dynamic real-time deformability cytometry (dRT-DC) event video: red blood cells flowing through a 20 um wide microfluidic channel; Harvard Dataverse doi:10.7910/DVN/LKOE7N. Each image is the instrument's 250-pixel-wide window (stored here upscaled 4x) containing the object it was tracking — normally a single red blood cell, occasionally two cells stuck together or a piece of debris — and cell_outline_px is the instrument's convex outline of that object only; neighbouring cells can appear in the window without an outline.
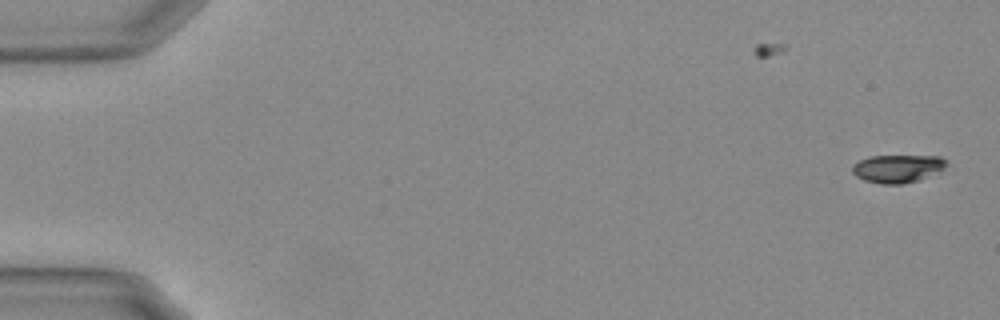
{"species": "Egyptian fruit bat (a non-hibernating species)", "species_latin": "Rousettus aegyptiacus", "temperature_condition": "warm", "stored_images_in_passage": 55, "camera_frame_rate_fps": 3000, "um_per_image_px": 0.085, "animal": {"sex": "female"}, "frame": {"image": 1, "passage_image": 1, "time_ms": 0.0, "image_size_px": [1000, 320], "cell_outline_px": [[948, 164], [944, 168], [920, 180], [900, 184], [880, 184], [864, 180], [856, 176], [852, 172], [852, 164], [868, 156], [940, 156], [948, 160]], "centroid_in_image_um": [76.29, 14.32], "position_along_channel_um": 8.7, "area_um2": 15.43}}
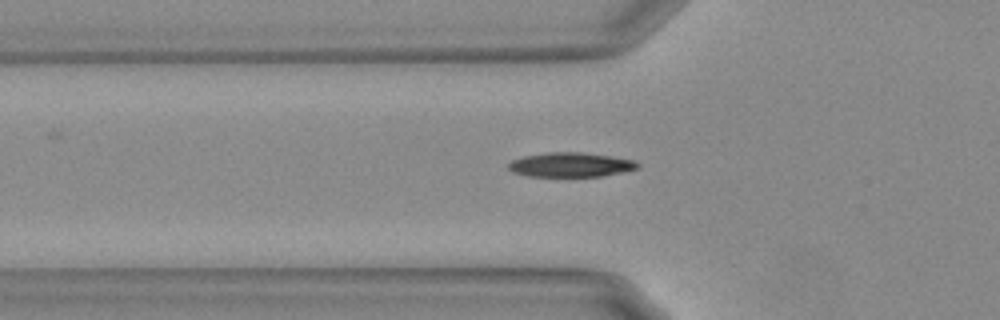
{"frame": {"image": 2, "passage_image": 19, "time_ms": 6.0, "image_size_px": [1000, 320], "cell_outline_px": [[640, 168], [600, 176], [528, 176], [512, 172], [508, 168], [508, 164], [512, 160], [524, 156], [548, 152], [580, 152], [608, 156], [632, 160], [640, 164]], "centroid_in_image_um": [48.47, 14.0], "position_along_channel_um": 77.3, "area_um2": 18.15}}
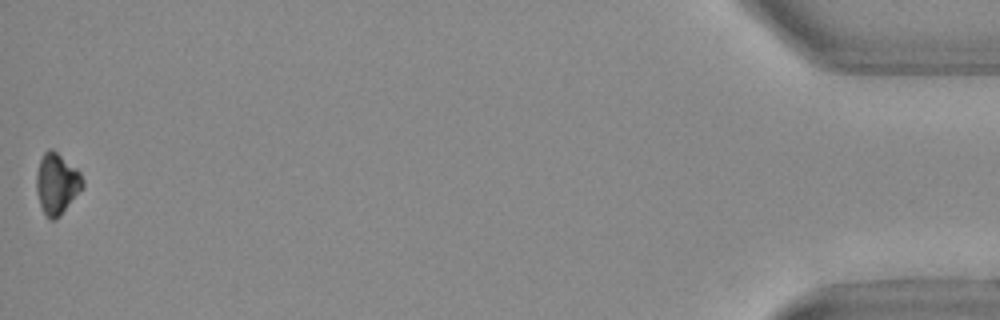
{"frame": {"image": 3, "passage_image": 55, "time_ms": 18.0, "image_size_px": [1000, 320], "cell_outline_px": [[84, 188], [60, 216], [56, 220], [48, 220], [40, 204], [36, 188], [36, 172], [40, 160], [44, 152], [48, 148], [52, 148], [76, 168], [80, 172], [84, 180]], "centroid_in_image_um": [4.84, 15.62], "position_along_channel_um": 430.4, "area_um2": 16.65}, "authors_computed_cell_mechanics": {"area_um2": 16.9354, "velocity_mm_per_s": 3.7214, "shape_relaxation_time_tau1_ms": 3.2566, "shape_relaxation_time_tau2_ms": null, "deformation_change_tau1": 0.1193, "deformation_change_tau2": null}}